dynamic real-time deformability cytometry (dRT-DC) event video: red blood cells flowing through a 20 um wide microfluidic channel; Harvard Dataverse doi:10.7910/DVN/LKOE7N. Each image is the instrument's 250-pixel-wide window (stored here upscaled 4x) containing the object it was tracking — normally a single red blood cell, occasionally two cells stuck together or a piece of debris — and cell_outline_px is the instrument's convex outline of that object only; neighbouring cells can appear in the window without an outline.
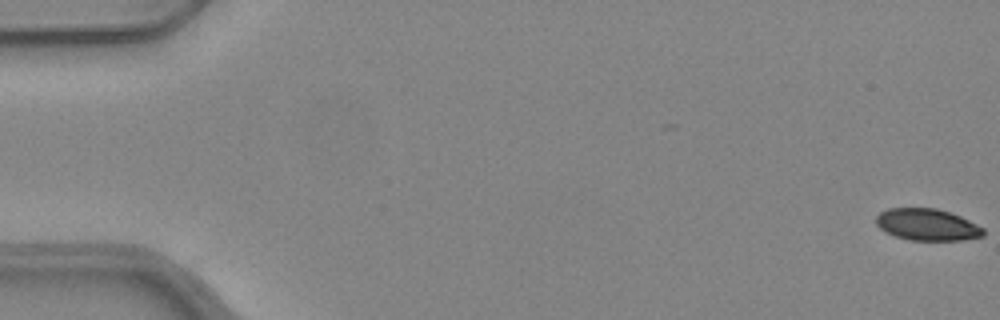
{"species": "common noctule bat (a hibernating species)", "species_latin": "Nyctalus noctula", "temperature_condition": "warm", "stored_images_in_passage": 13, "camera_frame_rate_fps": 3000, "um_per_image_px": 0.085, "animal": {"sex": "female", "body_mass_g": 24.6, "forearm_length_mm": 56.2}, "frame": {"image": 1, "passage_image": 1, "time_ms": 0.0, "image_size_px": [1000, 320], "cell_outline_px": [[984, 236], [964, 240], [908, 240], [884, 232], [876, 224], [876, 216], [880, 212], [888, 208], [936, 208], [960, 216], [984, 228]], "centroid_in_image_um": [78.8, 19.1], "position_along_channel_um": 6.2, "area_um2": 19.88}}